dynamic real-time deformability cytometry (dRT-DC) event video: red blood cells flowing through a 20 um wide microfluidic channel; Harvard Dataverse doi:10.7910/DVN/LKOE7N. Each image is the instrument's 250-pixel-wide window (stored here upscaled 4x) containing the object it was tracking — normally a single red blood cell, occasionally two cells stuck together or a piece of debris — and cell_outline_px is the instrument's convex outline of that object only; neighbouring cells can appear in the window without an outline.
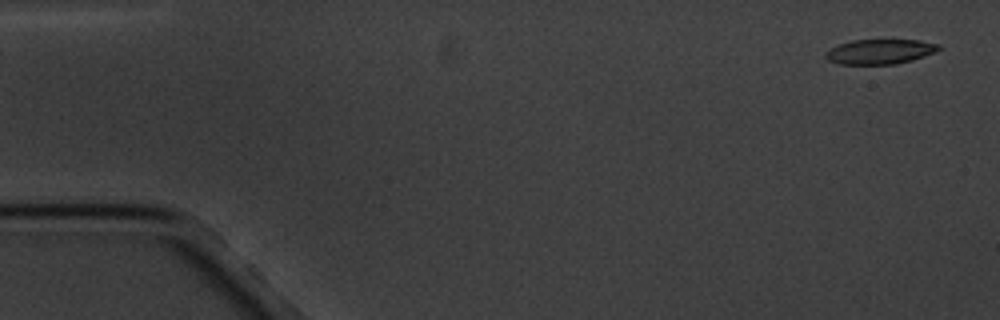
{"species": "common noctule bat (a hibernating species)", "species_latin": "Nyctalus noctula", "temperature_condition": "cold", "stored_images_in_passage": 6, "camera_frame_rate_fps": 3000, "um_per_image_px": 0.085, "animal": {"sex": "male", "body_mass_g": 20.1, "forearm_length_mm": 53.5}, "frame": {"image": 1, "passage_image": 1, "time_ms": 0.0, "image_size_px": [1000, 320], "cell_outline_px": [[940, 48], [932, 52], [912, 60], [896, 64], [840, 64], [828, 60], [824, 56], [832, 48], [840, 44], [852, 40], [920, 40], [940, 44]], "centroid_in_image_um": [74.79, 4.38], "position_along_channel_um": 10.2, "area_um2": 16.07}}
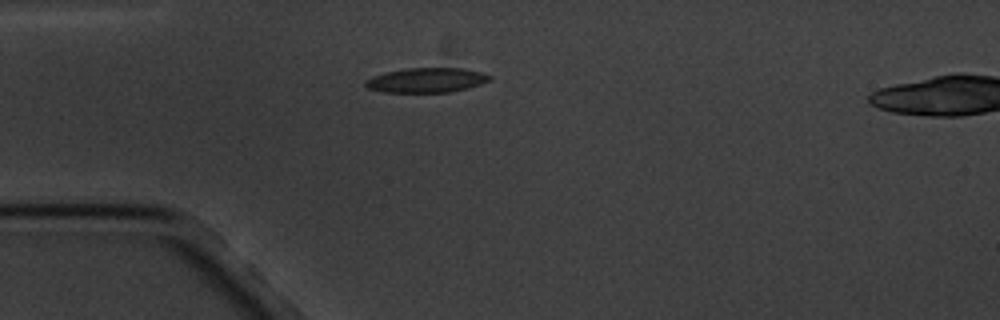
{"frame": {"image": 2, "passage_image": 5, "time_ms": 4.333, "image_size_px": [1000, 320], "cell_outline_px": [[492, 76], [488, 80], [480, 84], [468, 88], [448, 92], [384, 92], [368, 88], [364, 84], [364, 80], [372, 76], [384, 72], [404, 68], [464, 68], [480, 72]], "centroid_in_image_um": [36.2, 6.81], "position_along_channel_um": 48.8, "area_um2": 17.86}}